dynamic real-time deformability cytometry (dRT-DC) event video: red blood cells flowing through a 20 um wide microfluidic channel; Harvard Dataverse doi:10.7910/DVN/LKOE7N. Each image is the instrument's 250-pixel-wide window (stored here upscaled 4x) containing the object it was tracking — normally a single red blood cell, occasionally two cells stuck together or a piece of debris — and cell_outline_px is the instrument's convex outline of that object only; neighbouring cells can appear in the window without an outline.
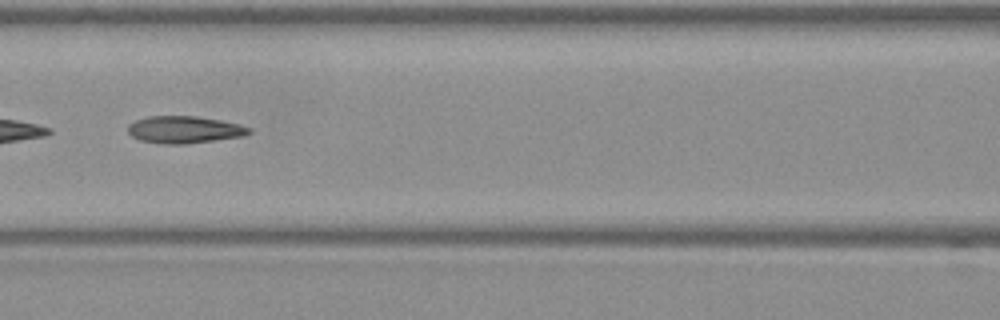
{"species": "Egyptian fruit bat (a non-hibernating species)", "species_latin": "Rousettus aegyptiacus", "temperature_condition": "warm", "stored_images_in_passage": 53, "camera_frame_rate_fps": 3000, "um_per_image_px": 0.085, "frame": {"image": 1, "passage_image": 23, "time_ms": 7.333, "image_size_px": [1000, 320], "cell_outline_px": [[252, 132], [244, 136], [188, 144], [160, 144], [140, 140], [132, 136], [128, 132], [128, 124], [136, 120], [148, 116], [196, 116], [220, 120], [240, 124], [252, 128]], "centroid_in_image_um": [15.69, 11.02], "position_along_channel_um": 150.9, "area_um2": 19.36}}
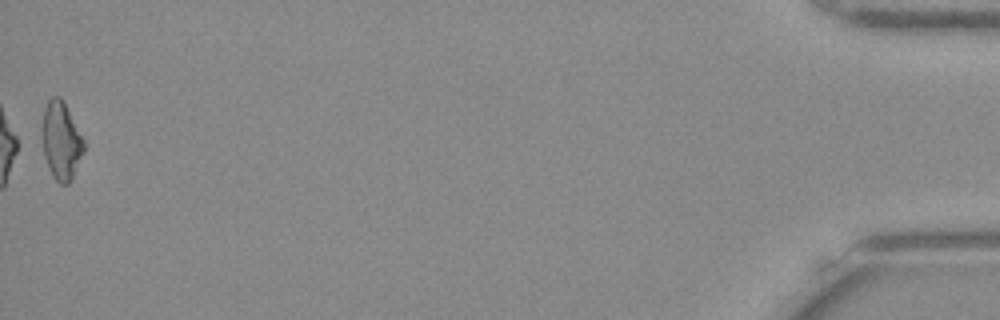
{"frame": {"image": 2, "passage_image": 53, "time_ms": 17.333, "image_size_px": [1000, 320], "cell_outline_px": [[84, 152], [72, 180], [68, 184], [60, 184], [52, 176], [48, 168], [44, 156], [44, 108], [48, 100], [52, 96], [60, 96], [64, 100], [84, 140]], "centroid_in_image_um": [5.24, 11.98], "position_along_channel_um": 430.0, "area_um2": 18.79}, "authors_computed_cell_mechanics": {"area_um2": 19.363, "velocity_mm_per_s": 3.7714, "shape_relaxation_time_tau1_ms": null, "shape_relaxation_time_tau2_ms": 3.3907, "deformation_change_tau1": null, "deformation_change_tau2": 0.1329}}